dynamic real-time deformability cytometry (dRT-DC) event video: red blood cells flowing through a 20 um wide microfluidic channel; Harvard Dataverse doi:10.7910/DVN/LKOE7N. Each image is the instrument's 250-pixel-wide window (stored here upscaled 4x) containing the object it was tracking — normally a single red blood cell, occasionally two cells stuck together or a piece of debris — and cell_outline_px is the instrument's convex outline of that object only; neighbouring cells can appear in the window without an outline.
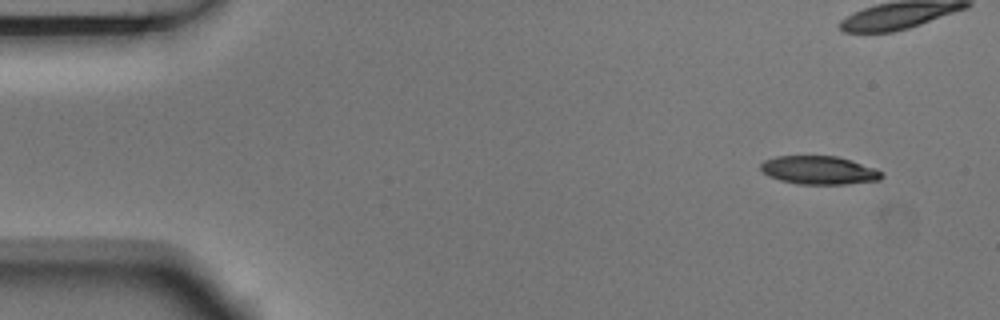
{"species": "Egyptian fruit bat (a non-hibernating species)", "species_latin": "Rousettus aegyptiacus", "temperature_condition": "room temperature", "stored_images_in_passage": 7, "camera_frame_rate_fps": 3000, "um_per_image_px": 0.085, "animal": {"sex": "male"}, "frame": {"image": 1, "passage_image": 1, "time_ms": 0.0, "image_size_px": [1000, 320], "cell_outline_px": [[884, 176], [880, 180], [848, 184], [800, 184], [780, 180], [768, 176], [760, 168], [760, 164], [764, 160], [776, 156], [836, 156], [852, 160], [876, 168], [884, 172]], "centroid_in_image_um": [69.66, 14.47], "position_along_channel_um": 15.3, "area_um2": 20.17}}
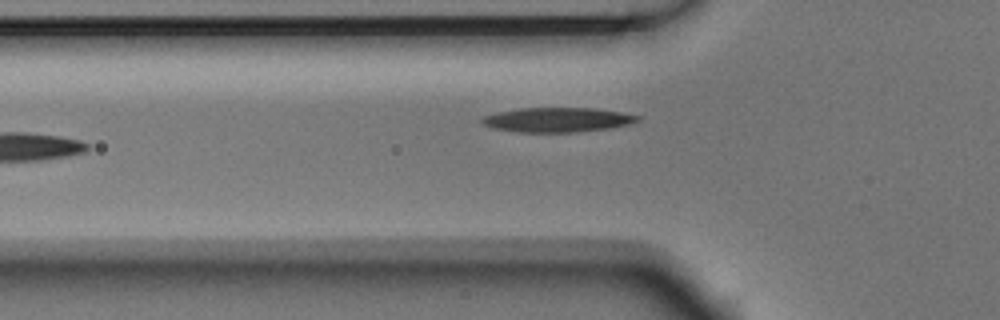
{"frame": {"image": 2, "passage_image": 6, "time_ms": 1.667, "image_size_px": [1000, 320], "cell_outline_px": [[640, 120], [632, 124], [608, 128], [572, 132], [516, 132], [492, 128], [484, 124], [480, 120], [484, 116], [500, 112], [520, 108], [596, 108], [620, 112], [640, 116]], "centroid_in_image_um": [47.4, 10.18], "position_along_channel_um": 78.4, "area_um2": 22.14}}
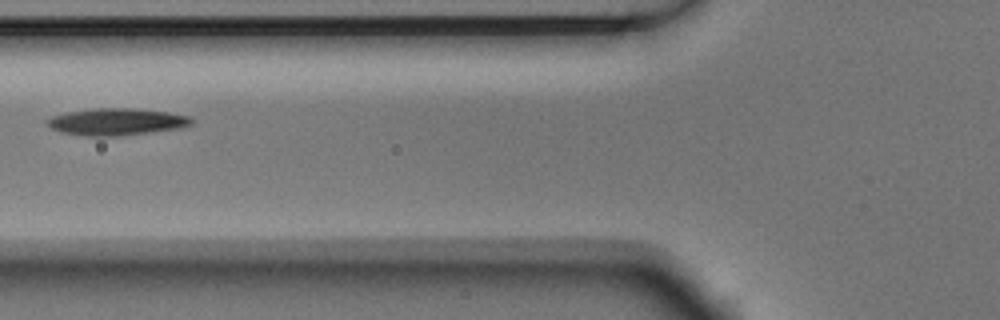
{"frame": {"image": 3, "passage_image": 7, "time_ms": 2.0, "image_size_px": [1000, 320], "cell_outline_px": [[196, 120], [192, 124], [180, 128], [116, 136], [84, 136], [60, 132], [52, 128], [44, 120], [52, 116], [68, 112], [96, 108], [132, 108], [168, 112], [188, 116]], "centroid_in_image_um": [9.9, 10.35], "position_along_channel_um": 115.9, "area_um2": 22.6}}